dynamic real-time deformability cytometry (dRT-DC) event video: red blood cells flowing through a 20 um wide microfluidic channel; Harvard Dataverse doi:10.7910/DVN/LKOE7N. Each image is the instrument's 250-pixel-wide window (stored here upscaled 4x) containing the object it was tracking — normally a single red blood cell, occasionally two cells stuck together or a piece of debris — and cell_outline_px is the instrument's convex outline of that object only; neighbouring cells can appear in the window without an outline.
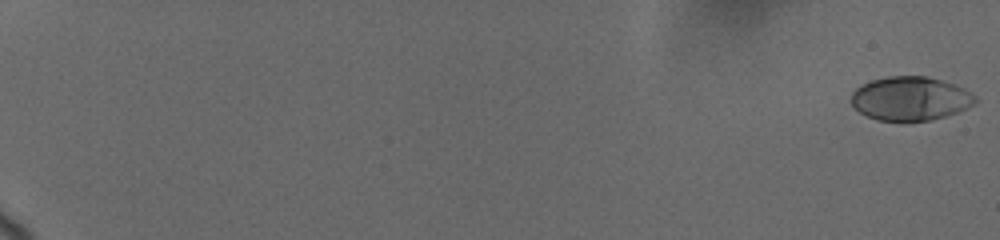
{"species": "human", "species_latin": "Homo sapiens", "temperature_condition": "cold", "stored_images_in_passage": 32, "camera_frame_rate_fps": 3000, "um_per_image_px": 0.085, "donor": {"sex": "female"}, "frame": {"image": 1, "passage_image": 1, "time_ms": 0.0, "image_size_px": [1000, 240], "cell_outline_px": [[976, 104], [956, 112], [932, 120], [876, 120], [860, 112], [852, 104], [852, 92], [856, 88], [872, 80], [888, 76], [928, 76], [964, 88], [976, 96]], "centroid_in_image_um": [77.39, 8.37], "position_along_channel_um": 7.6, "area_um2": 31.33}}
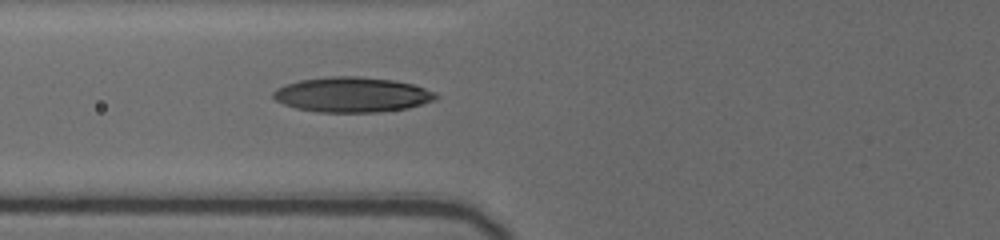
{"frame": {"image": 2, "passage_image": 19, "time_ms": 8.667, "image_size_px": [1000, 240], "cell_outline_px": [[440, 96], [432, 100], [408, 108], [376, 112], [316, 112], [296, 108], [284, 104], [276, 100], [272, 96], [272, 92], [276, 88], [300, 80], [328, 76], [356, 76], [392, 80], [412, 84], [436, 92]], "centroid_in_image_um": [29.9, 8.04], "position_along_channel_um": 95.9, "area_um2": 33.06}}
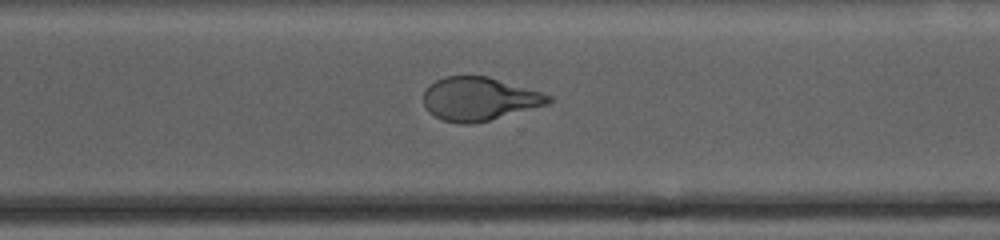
{"frame": {"image": 3, "passage_image": 32, "time_ms": 15.0, "image_size_px": [1000, 240], "cell_outline_px": [[552, 100], [548, 104], [488, 120], [472, 124], [460, 124], [440, 120], [428, 112], [424, 104], [424, 92], [428, 84], [444, 76], [488, 76], [540, 92], [552, 96]], "centroid_in_image_um": [40.68, 8.41], "position_along_channel_um": 329.9, "area_um2": 31.5}}